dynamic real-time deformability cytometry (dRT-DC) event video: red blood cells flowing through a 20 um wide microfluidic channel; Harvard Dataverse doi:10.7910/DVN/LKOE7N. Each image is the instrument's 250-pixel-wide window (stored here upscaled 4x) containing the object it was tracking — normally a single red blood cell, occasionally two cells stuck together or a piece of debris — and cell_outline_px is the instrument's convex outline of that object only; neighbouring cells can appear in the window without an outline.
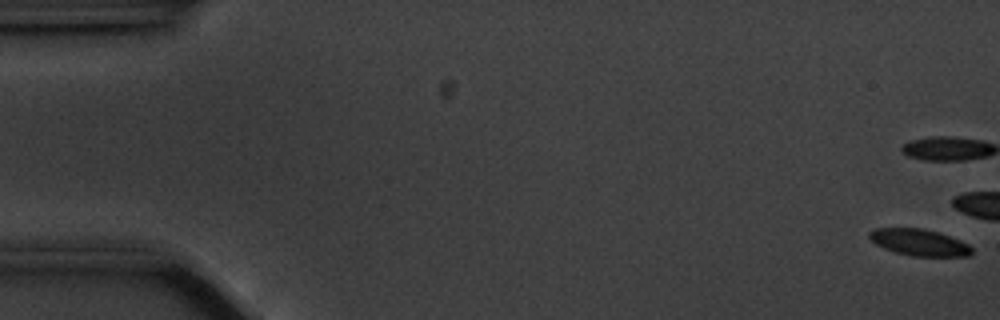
{"species": "common noctule bat (a hibernating species)", "species_latin": "Nyctalus noctula", "temperature_condition": "cold", "stored_images_in_passage": 17, "camera_frame_rate_fps": 3000, "um_per_image_px": 0.085, "animal": {"sex": "male", "body_mass_g": 20.1, "forearm_length_mm": 53.5}, "frame": {"image": 1, "passage_image": 1, "time_ms": 0.0, "image_size_px": [1000, 320], "cell_outline_px": [[972, 252], [968, 256], [912, 256], [896, 252], [884, 248], [876, 244], [868, 236], [868, 232], [876, 228], [924, 228], [960, 240], [968, 244], [972, 248]], "centroid_in_image_um": [78.12, 20.6], "position_along_channel_um": 6.9, "area_um2": 15.72}}